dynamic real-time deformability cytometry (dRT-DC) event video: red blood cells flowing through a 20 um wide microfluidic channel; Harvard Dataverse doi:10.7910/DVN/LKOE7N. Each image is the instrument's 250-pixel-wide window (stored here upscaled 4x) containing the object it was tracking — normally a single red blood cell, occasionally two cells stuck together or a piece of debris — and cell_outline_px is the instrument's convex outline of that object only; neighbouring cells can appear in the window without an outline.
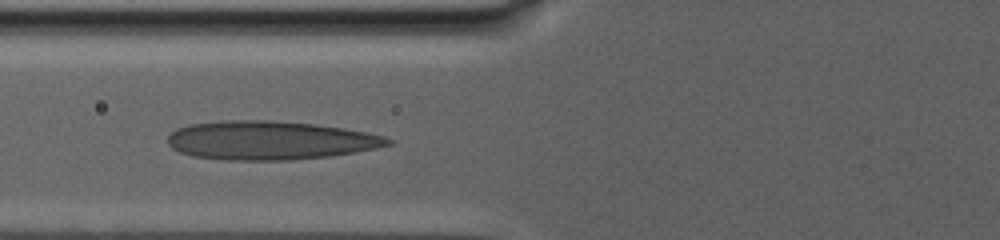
{"species": "human", "species_latin": "Homo sapiens", "temperature_condition": "warm", "stored_images_in_passage": 28, "camera_frame_rate_fps": 3000, "um_per_image_px": 0.085, "donor": {"sex": "male"}, "frame": {"image": 1, "passage_image": 4, "time_ms": 2.0, "image_size_px": [1000, 240], "cell_outline_px": [[392, 144], [376, 148], [356, 152], [332, 156], [292, 160], [228, 160], [192, 156], [180, 152], [172, 148], [168, 144], [168, 136], [176, 128], [188, 124], [228, 120], [268, 120], [316, 124], [344, 128], [384, 136], [392, 140]], "centroid_in_image_um": [22.94, 11.93], "position_along_channel_um": 102.9, "area_um2": 49.82}}
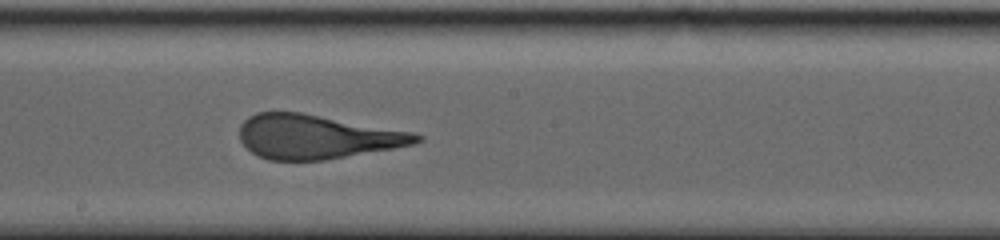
{"frame": {"image": 2, "passage_image": 12, "time_ms": 7.0, "image_size_px": [1000, 240], "cell_outline_px": [[424, 140], [412, 144], [392, 148], [324, 160], [268, 160], [256, 156], [240, 140], [240, 124], [248, 116], [256, 112], [300, 112], [412, 132], [424, 136]], "centroid_in_image_um": [26.87, 11.62], "position_along_channel_um": 221.3, "area_um2": 45.14}}
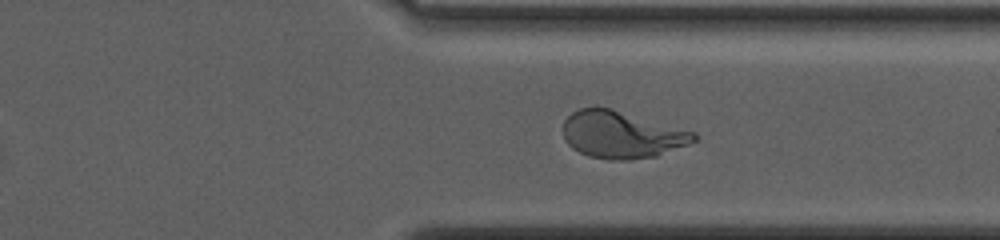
{"frame": {"image": 3, "passage_image": 24, "time_ms": 11.0, "image_size_px": [1000, 240], "cell_outline_px": [[696, 140], [688, 144], [656, 156], [624, 160], [608, 160], [588, 156], [572, 148], [564, 140], [564, 120], [572, 112], [580, 108], [596, 104], [612, 108], [696, 132]], "centroid_in_image_um": [52.8, 11.42], "position_along_channel_um": 358.6, "area_um2": 36.24}}